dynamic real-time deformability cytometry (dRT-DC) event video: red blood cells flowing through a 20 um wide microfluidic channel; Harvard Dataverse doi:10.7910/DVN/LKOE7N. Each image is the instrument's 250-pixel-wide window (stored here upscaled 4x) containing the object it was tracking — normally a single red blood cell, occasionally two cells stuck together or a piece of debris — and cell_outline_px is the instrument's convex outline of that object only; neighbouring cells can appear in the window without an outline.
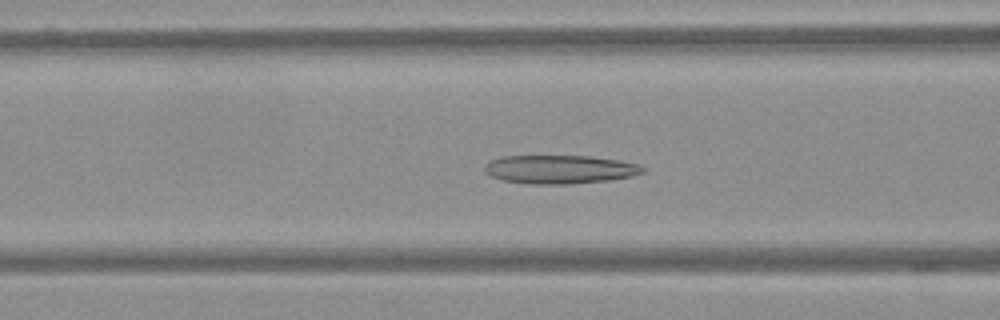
{"species": "Egyptian fruit bat (a non-hibernating species)", "species_latin": "Rousettus aegyptiacus", "temperature_condition": "warm", "stored_images_in_passage": 59, "camera_frame_rate_fps": 3000, "um_per_image_px": 0.085, "frame": {"image": 1, "passage_image": 24, "time_ms": 7.667, "image_size_px": [1000, 320], "cell_outline_px": [[644, 172], [632, 176], [612, 180], [572, 184], [528, 184], [504, 180], [492, 176], [484, 172], [484, 164], [500, 156], [588, 156], [616, 160], [636, 164], [644, 168]], "centroid_in_image_um": [47.55, 14.4], "position_along_channel_um": 119.0, "area_um2": 26.3}}
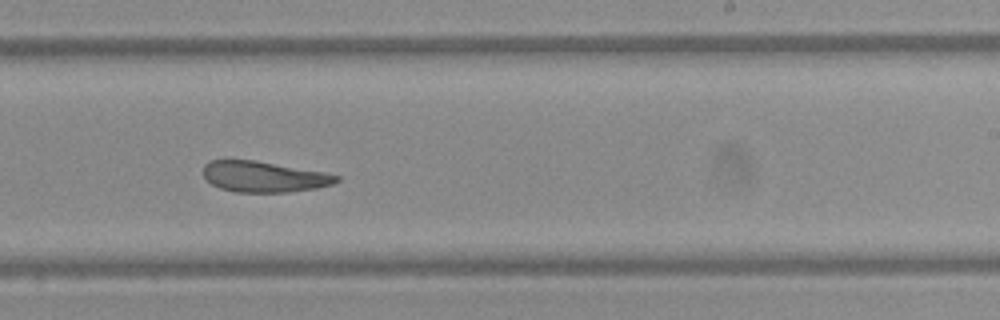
{"frame": {"image": 2, "passage_image": 37, "time_ms": 12.0, "image_size_px": [1000, 320], "cell_outline_px": [[340, 180], [332, 184], [316, 188], [288, 192], [236, 192], [220, 188], [212, 184], [204, 176], [204, 164], [208, 160], [252, 160], [324, 172], [340, 176]], "centroid_in_image_um": [22.42, 15.02], "position_along_channel_um": 266.6, "area_um2": 23.7}}
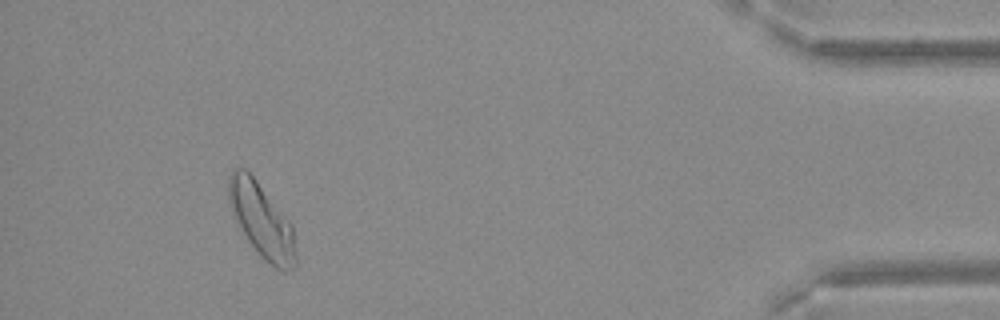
{"frame": {"image": 3, "passage_image": 55, "time_ms": 18.0, "image_size_px": [1000, 320], "cell_outline_px": [[296, 268], [284, 272], [280, 272], [264, 260], [260, 256], [248, 240], [240, 228], [232, 212], [228, 196], [228, 176], [232, 168], [244, 168], [256, 180], [292, 224], [296, 256]], "centroid_in_image_um": [22.24, 18.77], "position_along_channel_um": 413.0, "area_um2": 29.02}}